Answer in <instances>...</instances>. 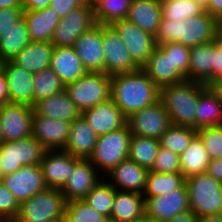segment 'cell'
Segmentation results:
<instances>
[{"instance_id":"6da1fadb","label":"cell","mask_w":222,"mask_h":222,"mask_svg":"<svg viewBox=\"0 0 222 222\" xmlns=\"http://www.w3.org/2000/svg\"><path fill=\"white\" fill-rule=\"evenodd\" d=\"M160 98V88L142 70L111 75V99L127 118Z\"/></svg>"},{"instance_id":"7a4b0ae2","label":"cell","mask_w":222,"mask_h":222,"mask_svg":"<svg viewBox=\"0 0 222 222\" xmlns=\"http://www.w3.org/2000/svg\"><path fill=\"white\" fill-rule=\"evenodd\" d=\"M215 28V17L210 16L206 11L184 21L162 18L155 35V42L157 45L178 42L191 49L197 45L212 42Z\"/></svg>"},{"instance_id":"3957f363","label":"cell","mask_w":222,"mask_h":222,"mask_svg":"<svg viewBox=\"0 0 222 222\" xmlns=\"http://www.w3.org/2000/svg\"><path fill=\"white\" fill-rule=\"evenodd\" d=\"M207 87L204 83L185 80L160 88L159 100L170 117L171 124L196 129L199 94Z\"/></svg>"},{"instance_id":"277c9868","label":"cell","mask_w":222,"mask_h":222,"mask_svg":"<svg viewBox=\"0 0 222 222\" xmlns=\"http://www.w3.org/2000/svg\"><path fill=\"white\" fill-rule=\"evenodd\" d=\"M190 210L198 217L222 214V183L207 173L186 178Z\"/></svg>"},{"instance_id":"5b68a950","label":"cell","mask_w":222,"mask_h":222,"mask_svg":"<svg viewBox=\"0 0 222 222\" xmlns=\"http://www.w3.org/2000/svg\"><path fill=\"white\" fill-rule=\"evenodd\" d=\"M64 90L82 113L111 98V75L87 72L75 82L65 85Z\"/></svg>"},{"instance_id":"8992f818","label":"cell","mask_w":222,"mask_h":222,"mask_svg":"<svg viewBox=\"0 0 222 222\" xmlns=\"http://www.w3.org/2000/svg\"><path fill=\"white\" fill-rule=\"evenodd\" d=\"M131 136L127 124L116 131L98 136L89 160L103 176L128 158Z\"/></svg>"},{"instance_id":"52a82bcc","label":"cell","mask_w":222,"mask_h":222,"mask_svg":"<svg viewBox=\"0 0 222 222\" xmlns=\"http://www.w3.org/2000/svg\"><path fill=\"white\" fill-rule=\"evenodd\" d=\"M47 150L34 138L4 141L0 145V177L26 165H39Z\"/></svg>"},{"instance_id":"ba28073f","label":"cell","mask_w":222,"mask_h":222,"mask_svg":"<svg viewBox=\"0 0 222 222\" xmlns=\"http://www.w3.org/2000/svg\"><path fill=\"white\" fill-rule=\"evenodd\" d=\"M66 203L60 189L47 188L20 204L16 220L63 219Z\"/></svg>"},{"instance_id":"9c48e42d","label":"cell","mask_w":222,"mask_h":222,"mask_svg":"<svg viewBox=\"0 0 222 222\" xmlns=\"http://www.w3.org/2000/svg\"><path fill=\"white\" fill-rule=\"evenodd\" d=\"M95 24L92 2L87 0L60 19L51 42L57 47H72L77 39Z\"/></svg>"},{"instance_id":"30bf717a","label":"cell","mask_w":222,"mask_h":222,"mask_svg":"<svg viewBox=\"0 0 222 222\" xmlns=\"http://www.w3.org/2000/svg\"><path fill=\"white\" fill-rule=\"evenodd\" d=\"M102 40L105 74L130 73L141 69L134 62L127 46L111 25L102 24Z\"/></svg>"},{"instance_id":"8fae6325","label":"cell","mask_w":222,"mask_h":222,"mask_svg":"<svg viewBox=\"0 0 222 222\" xmlns=\"http://www.w3.org/2000/svg\"><path fill=\"white\" fill-rule=\"evenodd\" d=\"M132 135L160 139L171 125L170 117L159 100L127 117Z\"/></svg>"},{"instance_id":"7c38bea8","label":"cell","mask_w":222,"mask_h":222,"mask_svg":"<svg viewBox=\"0 0 222 222\" xmlns=\"http://www.w3.org/2000/svg\"><path fill=\"white\" fill-rule=\"evenodd\" d=\"M103 178L89 159L73 156V171L60 191L67 202L83 200Z\"/></svg>"},{"instance_id":"4fadbf2b","label":"cell","mask_w":222,"mask_h":222,"mask_svg":"<svg viewBox=\"0 0 222 222\" xmlns=\"http://www.w3.org/2000/svg\"><path fill=\"white\" fill-rule=\"evenodd\" d=\"M127 46L134 62L142 68L157 46L155 36L143 31L128 19L111 24Z\"/></svg>"},{"instance_id":"5bb4252c","label":"cell","mask_w":222,"mask_h":222,"mask_svg":"<svg viewBox=\"0 0 222 222\" xmlns=\"http://www.w3.org/2000/svg\"><path fill=\"white\" fill-rule=\"evenodd\" d=\"M33 107L24 104L0 106V124L4 141L22 140L32 136Z\"/></svg>"},{"instance_id":"9a60e30c","label":"cell","mask_w":222,"mask_h":222,"mask_svg":"<svg viewBox=\"0 0 222 222\" xmlns=\"http://www.w3.org/2000/svg\"><path fill=\"white\" fill-rule=\"evenodd\" d=\"M144 199L145 215L159 222H166L174 216L190 210L186 184L167 194L144 197Z\"/></svg>"},{"instance_id":"2e32d148","label":"cell","mask_w":222,"mask_h":222,"mask_svg":"<svg viewBox=\"0 0 222 222\" xmlns=\"http://www.w3.org/2000/svg\"><path fill=\"white\" fill-rule=\"evenodd\" d=\"M3 184L21 204L48 188L39 165H26L12 174L1 177Z\"/></svg>"},{"instance_id":"e0dca14e","label":"cell","mask_w":222,"mask_h":222,"mask_svg":"<svg viewBox=\"0 0 222 222\" xmlns=\"http://www.w3.org/2000/svg\"><path fill=\"white\" fill-rule=\"evenodd\" d=\"M71 123L33 113L32 137L47 151L63 150L69 136Z\"/></svg>"},{"instance_id":"ac0fdd59","label":"cell","mask_w":222,"mask_h":222,"mask_svg":"<svg viewBox=\"0 0 222 222\" xmlns=\"http://www.w3.org/2000/svg\"><path fill=\"white\" fill-rule=\"evenodd\" d=\"M0 69L3 71L7 81L9 103L33 107L34 74L15 65L11 60L2 61Z\"/></svg>"},{"instance_id":"d6986e66","label":"cell","mask_w":222,"mask_h":222,"mask_svg":"<svg viewBox=\"0 0 222 222\" xmlns=\"http://www.w3.org/2000/svg\"><path fill=\"white\" fill-rule=\"evenodd\" d=\"M74 49L88 72H104L102 24H95L75 42Z\"/></svg>"},{"instance_id":"ffe728a7","label":"cell","mask_w":222,"mask_h":222,"mask_svg":"<svg viewBox=\"0 0 222 222\" xmlns=\"http://www.w3.org/2000/svg\"><path fill=\"white\" fill-rule=\"evenodd\" d=\"M149 170L126 158L103 177L119 191L143 194ZM105 177H109V180Z\"/></svg>"},{"instance_id":"44dd1931","label":"cell","mask_w":222,"mask_h":222,"mask_svg":"<svg viewBox=\"0 0 222 222\" xmlns=\"http://www.w3.org/2000/svg\"><path fill=\"white\" fill-rule=\"evenodd\" d=\"M98 136L116 131L126 125L127 118L110 98L81 114Z\"/></svg>"},{"instance_id":"7402d4cb","label":"cell","mask_w":222,"mask_h":222,"mask_svg":"<svg viewBox=\"0 0 222 222\" xmlns=\"http://www.w3.org/2000/svg\"><path fill=\"white\" fill-rule=\"evenodd\" d=\"M159 87L180 83L186 78L173 67L172 51L157 45L147 63L141 68Z\"/></svg>"},{"instance_id":"603a6c76","label":"cell","mask_w":222,"mask_h":222,"mask_svg":"<svg viewBox=\"0 0 222 222\" xmlns=\"http://www.w3.org/2000/svg\"><path fill=\"white\" fill-rule=\"evenodd\" d=\"M39 166L48 188L61 189L73 171V156L63 150L46 151Z\"/></svg>"},{"instance_id":"cb8c5ba5","label":"cell","mask_w":222,"mask_h":222,"mask_svg":"<svg viewBox=\"0 0 222 222\" xmlns=\"http://www.w3.org/2000/svg\"><path fill=\"white\" fill-rule=\"evenodd\" d=\"M49 67L64 85L75 82L88 72L73 46H54Z\"/></svg>"},{"instance_id":"d4e9b609","label":"cell","mask_w":222,"mask_h":222,"mask_svg":"<svg viewBox=\"0 0 222 222\" xmlns=\"http://www.w3.org/2000/svg\"><path fill=\"white\" fill-rule=\"evenodd\" d=\"M98 135L81 115L71 123L69 136L63 151L74 157L89 159L92 155Z\"/></svg>"},{"instance_id":"484cf974","label":"cell","mask_w":222,"mask_h":222,"mask_svg":"<svg viewBox=\"0 0 222 222\" xmlns=\"http://www.w3.org/2000/svg\"><path fill=\"white\" fill-rule=\"evenodd\" d=\"M33 111L40 116L59 119L70 123L79 118L82 114L77 106L69 99L65 90L35 102Z\"/></svg>"},{"instance_id":"4316f807","label":"cell","mask_w":222,"mask_h":222,"mask_svg":"<svg viewBox=\"0 0 222 222\" xmlns=\"http://www.w3.org/2000/svg\"><path fill=\"white\" fill-rule=\"evenodd\" d=\"M30 41L51 42L54 31L60 22L59 16L50 7L23 11Z\"/></svg>"},{"instance_id":"83f0119b","label":"cell","mask_w":222,"mask_h":222,"mask_svg":"<svg viewBox=\"0 0 222 222\" xmlns=\"http://www.w3.org/2000/svg\"><path fill=\"white\" fill-rule=\"evenodd\" d=\"M127 19L155 36L162 19L160 0H132Z\"/></svg>"},{"instance_id":"f1b7e54d","label":"cell","mask_w":222,"mask_h":222,"mask_svg":"<svg viewBox=\"0 0 222 222\" xmlns=\"http://www.w3.org/2000/svg\"><path fill=\"white\" fill-rule=\"evenodd\" d=\"M53 49L52 42L30 41L11 61L28 72L36 74L49 67Z\"/></svg>"},{"instance_id":"f546056e","label":"cell","mask_w":222,"mask_h":222,"mask_svg":"<svg viewBox=\"0 0 222 222\" xmlns=\"http://www.w3.org/2000/svg\"><path fill=\"white\" fill-rule=\"evenodd\" d=\"M143 194L129 191L115 193L110 222H132L145 214Z\"/></svg>"},{"instance_id":"4dcf8cb0","label":"cell","mask_w":222,"mask_h":222,"mask_svg":"<svg viewBox=\"0 0 222 222\" xmlns=\"http://www.w3.org/2000/svg\"><path fill=\"white\" fill-rule=\"evenodd\" d=\"M188 80L205 85L213 82V41L190 49Z\"/></svg>"},{"instance_id":"1f68e13d","label":"cell","mask_w":222,"mask_h":222,"mask_svg":"<svg viewBox=\"0 0 222 222\" xmlns=\"http://www.w3.org/2000/svg\"><path fill=\"white\" fill-rule=\"evenodd\" d=\"M181 173L185 178L206 173L211 161L200 137L196 135L187 149L179 155Z\"/></svg>"},{"instance_id":"d6a6232c","label":"cell","mask_w":222,"mask_h":222,"mask_svg":"<svg viewBox=\"0 0 222 222\" xmlns=\"http://www.w3.org/2000/svg\"><path fill=\"white\" fill-rule=\"evenodd\" d=\"M30 43L27 25L22 17L0 37V61L11 60Z\"/></svg>"},{"instance_id":"836d02e7","label":"cell","mask_w":222,"mask_h":222,"mask_svg":"<svg viewBox=\"0 0 222 222\" xmlns=\"http://www.w3.org/2000/svg\"><path fill=\"white\" fill-rule=\"evenodd\" d=\"M195 113L196 130L222 125V104L208 87L199 94Z\"/></svg>"},{"instance_id":"e575fe53","label":"cell","mask_w":222,"mask_h":222,"mask_svg":"<svg viewBox=\"0 0 222 222\" xmlns=\"http://www.w3.org/2000/svg\"><path fill=\"white\" fill-rule=\"evenodd\" d=\"M132 0H91L95 23L111 25L127 19Z\"/></svg>"},{"instance_id":"d590c367","label":"cell","mask_w":222,"mask_h":222,"mask_svg":"<svg viewBox=\"0 0 222 222\" xmlns=\"http://www.w3.org/2000/svg\"><path fill=\"white\" fill-rule=\"evenodd\" d=\"M159 148V139L132 135L128 158L150 170Z\"/></svg>"},{"instance_id":"8d00e7d4","label":"cell","mask_w":222,"mask_h":222,"mask_svg":"<svg viewBox=\"0 0 222 222\" xmlns=\"http://www.w3.org/2000/svg\"><path fill=\"white\" fill-rule=\"evenodd\" d=\"M185 180L186 178L182 173H155L149 171L143 197L167 194L171 190L181 188L185 184Z\"/></svg>"},{"instance_id":"74e56055","label":"cell","mask_w":222,"mask_h":222,"mask_svg":"<svg viewBox=\"0 0 222 222\" xmlns=\"http://www.w3.org/2000/svg\"><path fill=\"white\" fill-rule=\"evenodd\" d=\"M196 135L197 130L193 127L171 124L161 135L160 146L181 155Z\"/></svg>"},{"instance_id":"f35d334b","label":"cell","mask_w":222,"mask_h":222,"mask_svg":"<svg viewBox=\"0 0 222 222\" xmlns=\"http://www.w3.org/2000/svg\"><path fill=\"white\" fill-rule=\"evenodd\" d=\"M117 189L104 178L83 199L95 211L110 219Z\"/></svg>"},{"instance_id":"ab89813d","label":"cell","mask_w":222,"mask_h":222,"mask_svg":"<svg viewBox=\"0 0 222 222\" xmlns=\"http://www.w3.org/2000/svg\"><path fill=\"white\" fill-rule=\"evenodd\" d=\"M33 83L34 104L40 99L62 92L65 89V85L50 67L34 74Z\"/></svg>"},{"instance_id":"60d3db41","label":"cell","mask_w":222,"mask_h":222,"mask_svg":"<svg viewBox=\"0 0 222 222\" xmlns=\"http://www.w3.org/2000/svg\"><path fill=\"white\" fill-rule=\"evenodd\" d=\"M160 3L162 18L170 21H184L204 11L194 0H160Z\"/></svg>"},{"instance_id":"b9f144b4","label":"cell","mask_w":222,"mask_h":222,"mask_svg":"<svg viewBox=\"0 0 222 222\" xmlns=\"http://www.w3.org/2000/svg\"><path fill=\"white\" fill-rule=\"evenodd\" d=\"M63 222H110V219L95 211L84 200L66 203Z\"/></svg>"},{"instance_id":"7bdbcfd3","label":"cell","mask_w":222,"mask_h":222,"mask_svg":"<svg viewBox=\"0 0 222 222\" xmlns=\"http://www.w3.org/2000/svg\"><path fill=\"white\" fill-rule=\"evenodd\" d=\"M211 160L222 158V125L197 130Z\"/></svg>"},{"instance_id":"ee69618b","label":"cell","mask_w":222,"mask_h":222,"mask_svg":"<svg viewBox=\"0 0 222 222\" xmlns=\"http://www.w3.org/2000/svg\"><path fill=\"white\" fill-rule=\"evenodd\" d=\"M149 171L155 173H181L179 155L160 146Z\"/></svg>"},{"instance_id":"f6af8a7d","label":"cell","mask_w":222,"mask_h":222,"mask_svg":"<svg viewBox=\"0 0 222 222\" xmlns=\"http://www.w3.org/2000/svg\"><path fill=\"white\" fill-rule=\"evenodd\" d=\"M165 51H172L173 67L177 69L188 80L190 65V48L178 42L160 45Z\"/></svg>"},{"instance_id":"bcb514c9","label":"cell","mask_w":222,"mask_h":222,"mask_svg":"<svg viewBox=\"0 0 222 222\" xmlns=\"http://www.w3.org/2000/svg\"><path fill=\"white\" fill-rule=\"evenodd\" d=\"M20 204L12 192L0 181V219L17 218Z\"/></svg>"},{"instance_id":"7dc6e473","label":"cell","mask_w":222,"mask_h":222,"mask_svg":"<svg viewBox=\"0 0 222 222\" xmlns=\"http://www.w3.org/2000/svg\"><path fill=\"white\" fill-rule=\"evenodd\" d=\"M23 8H4L0 9V37L15 22L23 17Z\"/></svg>"},{"instance_id":"c3c4849f","label":"cell","mask_w":222,"mask_h":222,"mask_svg":"<svg viewBox=\"0 0 222 222\" xmlns=\"http://www.w3.org/2000/svg\"><path fill=\"white\" fill-rule=\"evenodd\" d=\"M87 0H50L49 7L59 18L66 17L73 9L82 6Z\"/></svg>"},{"instance_id":"681fc988","label":"cell","mask_w":222,"mask_h":222,"mask_svg":"<svg viewBox=\"0 0 222 222\" xmlns=\"http://www.w3.org/2000/svg\"><path fill=\"white\" fill-rule=\"evenodd\" d=\"M222 74V48L213 41V81Z\"/></svg>"},{"instance_id":"f907efd6","label":"cell","mask_w":222,"mask_h":222,"mask_svg":"<svg viewBox=\"0 0 222 222\" xmlns=\"http://www.w3.org/2000/svg\"><path fill=\"white\" fill-rule=\"evenodd\" d=\"M206 173L222 183V158L211 160Z\"/></svg>"},{"instance_id":"816d5d0a","label":"cell","mask_w":222,"mask_h":222,"mask_svg":"<svg viewBox=\"0 0 222 222\" xmlns=\"http://www.w3.org/2000/svg\"><path fill=\"white\" fill-rule=\"evenodd\" d=\"M23 10H39L49 7L50 0H22Z\"/></svg>"},{"instance_id":"f5cc1de1","label":"cell","mask_w":222,"mask_h":222,"mask_svg":"<svg viewBox=\"0 0 222 222\" xmlns=\"http://www.w3.org/2000/svg\"><path fill=\"white\" fill-rule=\"evenodd\" d=\"M9 103L8 86L5 75L0 69V106Z\"/></svg>"},{"instance_id":"db71d44e","label":"cell","mask_w":222,"mask_h":222,"mask_svg":"<svg viewBox=\"0 0 222 222\" xmlns=\"http://www.w3.org/2000/svg\"><path fill=\"white\" fill-rule=\"evenodd\" d=\"M198 216L191 210L180 213L166 222H197Z\"/></svg>"},{"instance_id":"11a10c76","label":"cell","mask_w":222,"mask_h":222,"mask_svg":"<svg viewBox=\"0 0 222 222\" xmlns=\"http://www.w3.org/2000/svg\"><path fill=\"white\" fill-rule=\"evenodd\" d=\"M204 11L210 16L216 17L222 12V0H209L208 7Z\"/></svg>"},{"instance_id":"9f6ffc18","label":"cell","mask_w":222,"mask_h":222,"mask_svg":"<svg viewBox=\"0 0 222 222\" xmlns=\"http://www.w3.org/2000/svg\"><path fill=\"white\" fill-rule=\"evenodd\" d=\"M207 87L212 91V93L222 104V83H208Z\"/></svg>"},{"instance_id":"6f0895ef","label":"cell","mask_w":222,"mask_h":222,"mask_svg":"<svg viewBox=\"0 0 222 222\" xmlns=\"http://www.w3.org/2000/svg\"><path fill=\"white\" fill-rule=\"evenodd\" d=\"M9 7L23 8L22 0H0V9Z\"/></svg>"},{"instance_id":"680465c9","label":"cell","mask_w":222,"mask_h":222,"mask_svg":"<svg viewBox=\"0 0 222 222\" xmlns=\"http://www.w3.org/2000/svg\"><path fill=\"white\" fill-rule=\"evenodd\" d=\"M197 222H222V214L200 216L198 217Z\"/></svg>"},{"instance_id":"91938a15","label":"cell","mask_w":222,"mask_h":222,"mask_svg":"<svg viewBox=\"0 0 222 222\" xmlns=\"http://www.w3.org/2000/svg\"><path fill=\"white\" fill-rule=\"evenodd\" d=\"M220 48H222V28H215L214 40Z\"/></svg>"},{"instance_id":"94428289","label":"cell","mask_w":222,"mask_h":222,"mask_svg":"<svg viewBox=\"0 0 222 222\" xmlns=\"http://www.w3.org/2000/svg\"><path fill=\"white\" fill-rule=\"evenodd\" d=\"M17 222H63V219L17 220Z\"/></svg>"},{"instance_id":"6125c7cd","label":"cell","mask_w":222,"mask_h":222,"mask_svg":"<svg viewBox=\"0 0 222 222\" xmlns=\"http://www.w3.org/2000/svg\"><path fill=\"white\" fill-rule=\"evenodd\" d=\"M132 222H159V221H157L154 218H150V217H148L147 215L144 214L142 217H140L138 219H135Z\"/></svg>"},{"instance_id":"be15d7a7","label":"cell","mask_w":222,"mask_h":222,"mask_svg":"<svg viewBox=\"0 0 222 222\" xmlns=\"http://www.w3.org/2000/svg\"><path fill=\"white\" fill-rule=\"evenodd\" d=\"M203 10L208 7L209 0H194Z\"/></svg>"},{"instance_id":"e7e4bbea","label":"cell","mask_w":222,"mask_h":222,"mask_svg":"<svg viewBox=\"0 0 222 222\" xmlns=\"http://www.w3.org/2000/svg\"><path fill=\"white\" fill-rule=\"evenodd\" d=\"M216 28H222V12L215 17Z\"/></svg>"},{"instance_id":"03108f58","label":"cell","mask_w":222,"mask_h":222,"mask_svg":"<svg viewBox=\"0 0 222 222\" xmlns=\"http://www.w3.org/2000/svg\"><path fill=\"white\" fill-rule=\"evenodd\" d=\"M0 222H17L16 218L0 219Z\"/></svg>"},{"instance_id":"003e7915","label":"cell","mask_w":222,"mask_h":222,"mask_svg":"<svg viewBox=\"0 0 222 222\" xmlns=\"http://www.w3.org/2000/svg\"><path fill=\"white\" fill-rule=\"evenodd\" d=\"M210 83H222V74L215 81Z\"/></svg>"},{"instance_id":"a7ac6f4b","label":"cell","mask_w":222,"mask_h":222,"mask_svg":"<svg viewBox=\"0 0 222 222\" xmlns=\"http://www.w3.org/2000/svg\"><path fill=\"white\" fill-rule=\"evenodd\" d=\"M4 142L3 140V135H2V130H1V124H0V145Z\"/></svg>"}]
</instances>
